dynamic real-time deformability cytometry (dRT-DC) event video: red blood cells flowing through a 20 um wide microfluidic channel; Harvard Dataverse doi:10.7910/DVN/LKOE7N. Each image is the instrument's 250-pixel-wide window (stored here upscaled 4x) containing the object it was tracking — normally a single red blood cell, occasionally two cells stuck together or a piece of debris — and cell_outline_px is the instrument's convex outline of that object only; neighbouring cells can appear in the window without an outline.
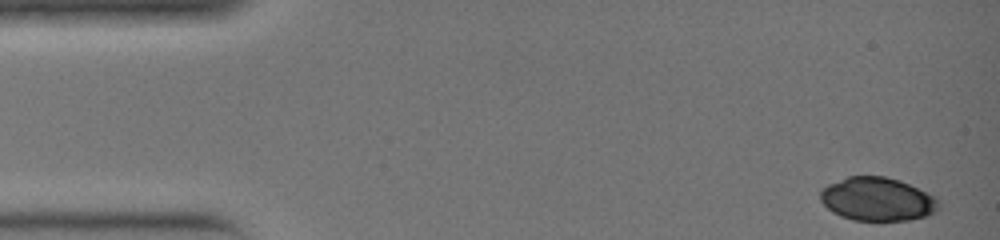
{"species": "common noctule bat (a hibernating species)", "species_latin": "Nyctalus noctula", "temperature_condition": "warm", "stored_images_in_passage": 33, "camera_frame_rate_fps": 3000, "um_per_image_px": 0.085, "animal": {"sex": "female", "body_mass_g": 19.0, "forearm_length_mm": 51.5}, "frame": {"image": 1, "passage_image": 1, "time_ms": 0.0, "image_size_px": [1000, 240], "cell_outline_px": [[940, 208], [924, 216], [908, 220], [852, 220], [840, 216], [832, 212], [820, 200], [820, 192], [828, 184], [848, 176], [884, 176], [900, 180], [932, 196], [940, 204]], "centroid_in_image_um": [74.52, 16.93], "position_along_channel_um": 10.5, "area_um2": 29.59}}
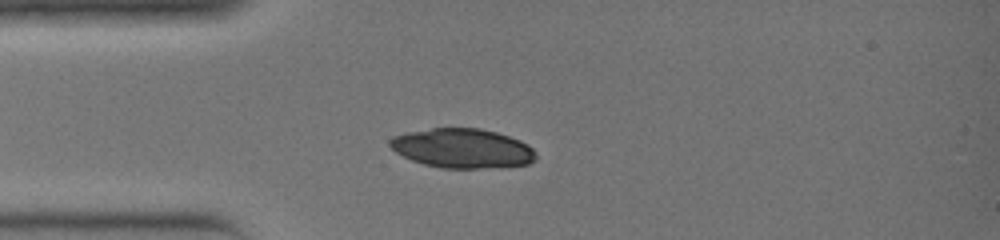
{"frame": {"image": 2, "passage_image": 9, "time_ms": 2.667, "image_size_px": [1000, 240], "cell_outline_px": [[536, 160], [528, 164], [500, 168], [440, 168], [424, 164], [412, 160], [396, 152], [388, 144], [388, 140], [392, 136], [408, 132], [432, 128], [480, 128], [496, 132], [520, 140], [528, 144], [536, 152]], "centroid_in_image_um": [39.33, 12.61], "position_along_channel_um": 45.7, "area_um2": 33.81}}
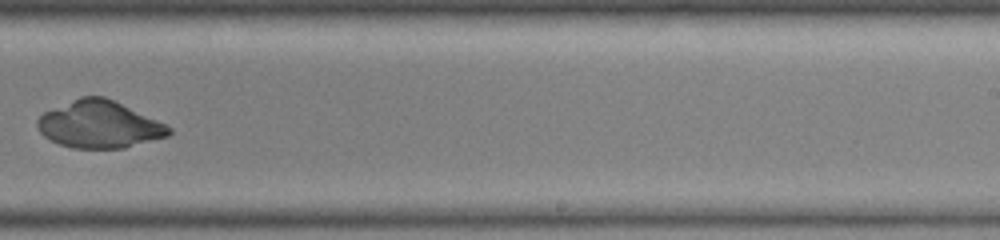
{"frame": {"image": 3, "passage_image": 23, "time_ms": 7.333, "image_size_px": [1000, 240], "cell_outline_px": [[172, 132], [168, 136], [124, 148], [72, 148], [60, 144], [44, 136], [40, 132], [36, 124], [36, 120], [44, 112], [80, 96], [104, 96], [156, 120], [172, 128]], "centroid_in_image_um": [8.41, 10.58], "position_along_channel_um": 280.6, "area_um2": 35.72}}